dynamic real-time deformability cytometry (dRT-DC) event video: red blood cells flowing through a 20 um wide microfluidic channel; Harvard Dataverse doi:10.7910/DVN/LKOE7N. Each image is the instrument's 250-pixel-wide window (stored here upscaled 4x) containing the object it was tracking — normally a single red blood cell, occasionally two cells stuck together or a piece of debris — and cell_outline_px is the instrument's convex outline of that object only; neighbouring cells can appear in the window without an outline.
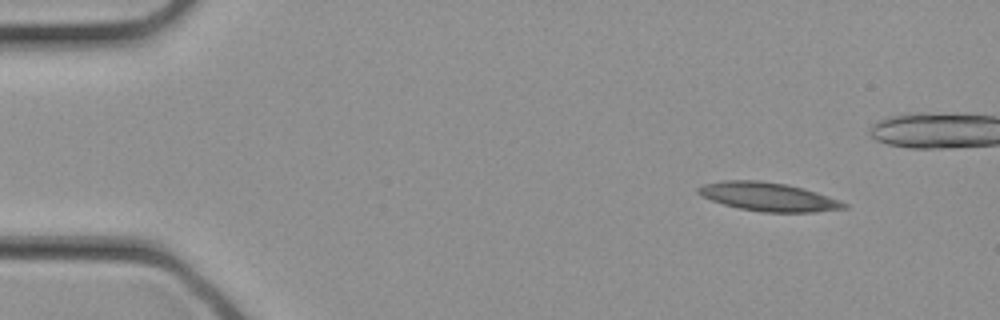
{"species": "common noctule bat (a hibernating species)", "species_latin": "Nyctalus noctula", "temperature_condition": "cold", "stored_images_in_passage": 30, "camera_frame_rate_fps": 3000, "um_per_image_px": 0.085, "animal": {"sex": "female", "body_mass_g": 21.9}, "frame": {"image": 1, "passage_image": 1, "time_ms": 0.0, "image_size_px": [1000, 320], "cell_outline_px": [[848, 208], [816, 212], [764, 212], [740, 208], [724, 204], [700, 196], [696, 192], [696, 188], [704, 184], [724, 180], [760, 180], [788, 184], [804, 188], [840, 200], [848, 204]], "centroid_in_image_um": [65.31, 16.72], "position_along_channel_um": 19.7, "area_um2": 24.39}}
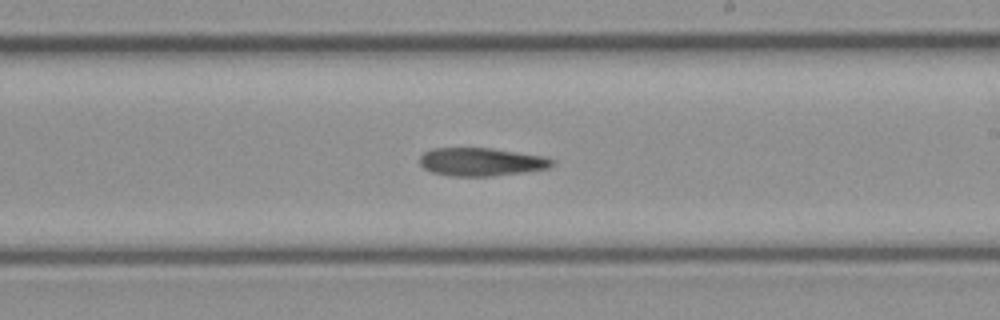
{"frame": {"image": 2, "passage_image": 16, "time_ms": 5.0, "image_size_px": [1000, 320], "cell_outline_px": [[556, 164], [548, 168], [524, 172], [492, 176], [452, 176], [432, 172], [424, 168], [420, 164], [420, 156], [424, 152], [432, 148], [492, 148], [544, 156], [556, 160]], "centroid_in_image_um": [40.94, 13.75], "position_along_channel_um": 248.1, "area_um2": 21.85}}
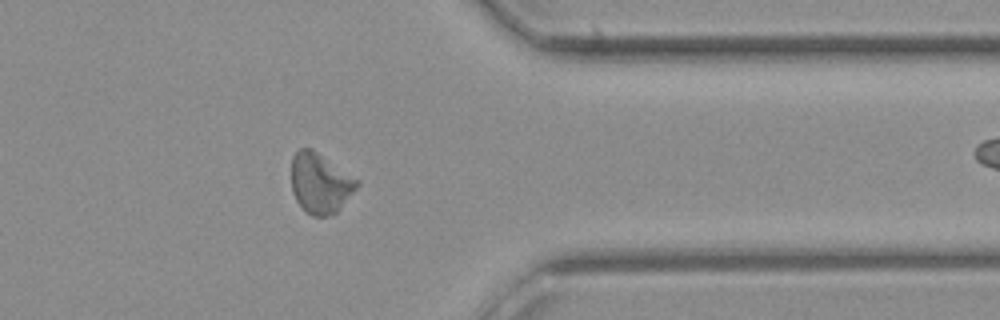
{"frame": {"image": 3, "passage_image": 23, "time_ms": 7.333, "image_size_px": [1000, 320], "cell_outline_px": [[360, 184], [336, 212], [324, 216], [312, 216], [304, 212], [296, 200], [292, 192], [292, 156], [300, 148], [312, 148], [360, 180]], "centroid_in_image_um": [27.21, 15.56], "position_along_channel_um": 384.2, "area_um2": 23.06}}